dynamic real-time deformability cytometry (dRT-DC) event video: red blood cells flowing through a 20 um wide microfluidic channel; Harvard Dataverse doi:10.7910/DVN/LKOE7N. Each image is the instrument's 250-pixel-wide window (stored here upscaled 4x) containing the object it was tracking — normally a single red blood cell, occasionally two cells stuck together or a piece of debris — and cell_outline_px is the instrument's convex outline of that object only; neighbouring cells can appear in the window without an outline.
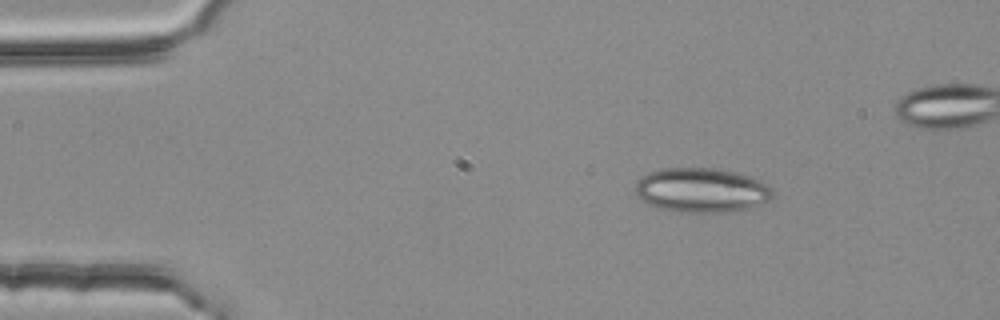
{"species": "common noctule bat (a hibernating species)", "species_latin": "Nyctalus noctula", "temperature_condition": "room temperature", "stored_images_in_passage": 2, "segment_of_instrument_passage": [2, 2], "camera_frame_rate_fps": 3000, "um_per_image_px": 0.085, "animal": {"sex": "female", "body_mass_g": 25.1}, "frame": {"image": 1, "passage_image": 2, "time_ms": 0.333, "image_size_px": [1000, 320], "cell_outline_px": [[772, 196], [768, 200], [760, 204], [748, 208], [728, 212], [680, 212], [656, 208], [640, 200], [636, 196], [636, 184], [644, 176], [660, 168], [712, 168], [736, 172], [752, 176], [768, 184], [772, 188]], "centroid_in_image_um": [59.64, 16.17], "position_along_channel_um": 25.4, "area_um2": 35.66}}